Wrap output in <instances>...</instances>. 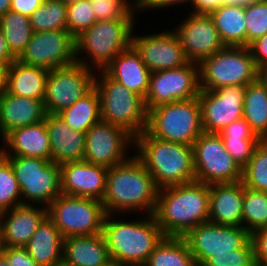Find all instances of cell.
Instances as JSON below:
<instances>
[{"mask_svg": "<svg viewBox=\"0 0 267 266\" xmlns=\"http://www.w3.org/2000/svg\"><path fill=\"white\" fill-rule=\"evenodd\" d=\"M4 248H5V245L3 242V232H2L1 225H0V255H2V253L4 252Z\"/></svg>", "mask_w": 267, "mask_h": 266, "instance_id": "cell-56", "label": "cell"}, {"mask_svg": "<svg viewBox=\"0 0 267 266\" xmlns=\"http://www.w3.org/2000/svg\"><path fill=\"white\" fill-rule=\"evenodd\" d=\"M75 37L68 30L33 32L17 58L23 64L52 70L76 63Z\"/></svg>", "mask_w": 267, "mask_h": 266, "instance_id": "cell-15", "label": "cell"}, {"mask_svg": "<svg viewBox=\"0 0 267 266\" xmlns=\"http://www.w3.org/2000/svg\"><path fill=\"white\" fill-rule=\"evenodd\" d=\"M53 266H74L73 264H70V263H68V262H66V261H64L63 259L62 260H60V261H58L55 265H53Z\"/></svg>", "mask_w": 267, "mask_h": 266, "instance_id": "cell-59", "label": "cell"}, {"mask_svg": "<svg viewBox=\"0 0 267 266\" xmlns=\"http://www.w3.org/2000/svg\"><path fill=\"white\" fill-rule=\"evenodd\" d=\"M5 68L0 65V92L4 89Z\"/></svg>", "mask_w": 267, "mask_h": 266, "instance_id": "cell-55", "label": "cell"}, {"mask_svg": "<svg viewBox=\"0 0 267 266\" xmlns=\"http://www.w3.org/2000/svg\"><path fill=\"white\" fill-rule=\"evenodd\" d=\"M97 21L135 19L137 3L128 0H90Z\"/></svg>", "mask_w": 267, "mask_h": 266, "instance_id": "cell-39", "label": "cell"}, {"mask_svg": "<svg viewBox=\"0 0 267 266\" xmlns=\"http://www.w3.org/2000/svg\"><path fill=\"white\" fill-rule=\"evenodd\" d=\"M0 266H10L7 258L3 254L0 255Z\"/></svg>", "mask_w": 267, "mask_h": 266, "instance_id": "cell-57", "label": "cell"}, {"mask_svg": "<svg viewBox=\"0 0 267 266\" xmlns=\"http://www.w3.org/2000/svg\"><path fill=\"white\" fill-rule=\"evenodd\" d=\"M96 21L90 0H80L67 5V30L75 38Z\"/></svg>", "mask_w": 267, "mask_h": 266, "instance_id": "cell-41", "label": "cell"}, {"mask_svg": "<svg viewBox=\"0 0 267 266\" xmlns=\"http://www.w3.org/2000/svg\"><path fill=\"white\" fill-rule=\"evenodd\" d=\"M60 1H62L66 5H69L71 3H74V2H77V1H80V0H60Z\"/></svg>", "mask_w": 267, "mask_h": 266, "instance_id": "cell-60", "label": "cell"}, {"mask_svg": "<svg viewBox=\"0 0 267 266\" xmlns=\"http://www.w3.org/2000/svg\"><path fill=\"white\" fill-rule=\"evenodd\" d=\"M253 1H255V0H226V3L246 6L247 4H249Z\"/></svg>", "mask_w": 267, "mask_h": 266, "instance_id": "cell-54", "label": "cell"}, {"mask_svg": "<svg viewBox=\"0 0 267 266\" xmlns=\"http://www.w3.org/2000/svg\"><path fill=\"white\" fill-rule=\"evenodd\" d=\"M256 266L267 263V228L254 231L251 234Z\"/></svg>", "mask_w": 267, "mask_h": 266, "instance_id": "cell-45", "label": "cell"}, {"mask_svg": "<svg viewBox=\"0 0 267 266\" xmlns=\"http://www.w3.org/2000/svg\"><path fill=\"white\" fill-rule=\"evenodd\" d=\"M48 216L45 206L20 204L0 212V225L6 247H24Z\"/></svg>", "mask_w": 267, "mask_h": 266, "instance_id": "cell-21", "label": "cell"}, {"mask_svg": "<svg viewBox=\"0 0 267 266\" xmlns=\"http://www.w3.org/2000/svg\"><path fill=\"white\" fill-rule=\"evenodd\" d=\"M49 71L16 59L5 68L4 88L15 96L43 99Z\"/></svg>", "mask_w": 267, "mask_h": 266, "instance_id": "cell-27", "label": "cell"}, {"mask_svg": "<svg viewBox=\"0 0 267 266\" xmlns=\"http://www.w3.org/2000/svg\"><path fill=\"white\" fill-rule=\"evenodd\" d=\"M195 260L182 237L164 236L143 266H194Z\"/></svg>", "mask_w": 267, "mask_h": 266, "instance_id": "cell-33", "label": "cell"}, {"mask_svg": "<svg viewBox=\"0 0 267 266\" xmlns=\"http://www.w3.org/2000/svg\"><path fill=\"white\" fill-rule=\"evenodd\" d=\"M10 266H39L29 255L25 247H6L2 253Z\"/></svg>", "mask_w": 267, "mask_h": 266, "instance_id": "cell-46", "label": "cell"}, {"mask_svg": "<svg viewBox=\"0 0 267 266\" xmlns=\"http://www.w3.org/2000/svg\"><path fill=\"white\" fill-rule=\"evenodd\" d=\"M131 45L151 72L176 69L190 62L173 30L142 36L134 33Z\"/></svg>", "mask_w": 267, "mask_h": 266, "instance_id": "cell-18", "label": "cell"}, {"mask_svg": "<svg viewBox=\"0 0 267 266\" xmlns=\"http://www.w3.org/2000/svg\"><path fill=\"white\" fill-rule=\"evenodd\" d=\"M95 74L78 62L50 70L43 98L46 113L58 114L86 95L94 87Z\"/></svg>", "mask_w": 267, "mask_h": 266, "instance_id": "cell-12", "label": "cell"}, {"mask_svg": "<svg viewBox=\"0 0 267 266\" xmlns=\"http://www.w3.org/2000/svg\"><path fill=\"white\" fill-rule=\"evenodd\" d=\"M194 266H204V265H202V264H197V263H196Z\"/></svg>", "mask_w": 267, "mask_h": 266, "instance_id": "cell-61", "label": "cell"}, {"mask_svg": "<svg viewBox=\"0 0 267 266\" xmlns=\"http://www.w3.org/2000/svg\"><path fill=\"white\" fill-rule=\"evenodd\" d=\"M246 47L267 34V0H255L245 6Z\"/></svg>", "mask_w": 267, "mask_h": 266, "instance_id": "cell-40", "label": "cell"}, {"mask_svg": "<svg viewBox=\"0 0 267 266\" xmlns=\"http://www.w3.org/2000/svg\"><path fill=\"white\" fill-rule=\"evenodd\" d=\"M85 140L83 160L107 168L126 161L128 148H134V137L130 133L102 120L85 133Z\"/></svg>", "mask_w": 267, "mask_h": 266, "instance_id": "cell-16", "label": "cell"}, {"mask_svg": "<svg viewBox=\"0 0 267 266\" xmlns=\"http://www.w3.org/2000/svg\"><path fill=\"white\" fill-rule=\"evenodd\" d=\"M258 71L248 47L224 46L199 63L200 91L246 86L258 80Z\"/></svg>", "mask_w": 267, "mask_h": 266, "instance_id": "cell-8", "label": "cell"}, {"mask_svg": "<svg viewBox=\"0 0 267 266\" xmlns=\"http://www.w3.org/2000/svg\"><path fill=\"white\" fill-rule=\"evenodd\" d=\"M45 116L43 99L15 96L5 88L0 92V138L15 128L42 122Z\"/></svg>", "mask_w": 267, "mask_h": 266, "instance_id": "cell-22", "label": "cell"}, {"mask_svg": "<svg viewBox=\"0 0 267 266\" xmlns=\"http://www.w3.org/2000/svg\"><path fill=\"white\" fill-rule=\"evenodd\" d=\"M134 24L135 19L96 21L75 38L76 61L94 71L103 70L117 54L131 45ZM83 52L88 57L81 56Z\"/></svg>", "mask_w": 267, "mask_h": 266, "instance_id": "cell-5", "label": "cell"}, {"mask_svg": "<svg viewBox=\"0 0 267 266\" xmlns=\"http://www.w3.org/2000/svg\"><path fill=\"white\" fill-rule=\"evenodd\" d=\"M22 204L21 191L10 162L0 155V212Z\"/></svg>", "mask_w": 267, "mask_h": 266, "instance_id": "cell-38", "label": "cell"}, {"mask_svg": "<svg viewBox=\"0 0 267 266\" xmlns=\"http://www.w3.org/2000/svg\"><path fill=\"white\" fill-rule=\"evenodd\" d=\"M97 73L94 87L100 98L101 120L125 129L134 138L143 133L148 114L144 99L111 79L103 70Z\"/></svg>", "mask_w": 267, "mask_h": 266, "instance_id": "cell-6", "label": "cell"}, {"mask_svg": "<svg viewBox=\"0 0 267 266\" xmlns=\"http://www.w3.org/2000/svg\"><path fill=\"white\" fill-rule=\"evenodd\" d=\"M47 212L64 238L103 233L106 212L100 200L61 193L47 207Z\"/></svg>", "mask_w": 267, "mask_h": 266, "instance_id": "cell-10", "label": "cell"}, {"mask_svg": "<svg viewBox=\"0 0 267 266\" xmlns=\"http://www.w3.org/2000/svg\"><path fill=\"white\" fill-rule=\"evenodd\" d=\"M204 266H256L254 261V248L251 238L241 247L233 250L231 254H214Z\"/></svg>", "mask_w": 267, "mask_h": 266, "instance_id": "cell-42", "label": "cell"}, {"mask_svg": "<svg viewBox=\"0 0 267 266\" xmlns=\"http://www.w3.org/2000/svg\"><path fill=\"white\" fill-rule=\"evenodd\" d=\"M258 79L266 86L267 88V64L261 66L258 71Z\"/></svg>", "mask_w": 267, "mask_h": 266, "instance_id": "cell-52", "label": "cell"}, {"mask_svg": "<svg viewBox=\"0 0 267 266\" xmlns=\"http://www.w3.org/2000/svg\"><path fill=\"white\" fill-rule=\"evenodd\" d=\"M108 168L85 160L60 165L61 193L102 201Z\"/></svg>", "mask_w": 267, "mask_h": 266, "instance_id": "cell-20", "label": "cell"}, {"mask_svg": "<svg viewBox=\"0 0 267 266\" xmlns=\"http://www.w3.org/2000/svg\"><path fill=\"white\" fill-rule=\"evenodd\" d=\"M17 58L10 51L3 31L0 27V65L7 68Z\"/></svg>", "mask_w": 267, "mask_h": 266, "instance_id": "cell-51", "label": "cell"}, {"mask_svg": "<svg viewBox=\"0 0 267 266\" xmlns=\"http://www.w3.org/2000/svg\"><path fill=\"white\" fill-rule=\"evenodd\" d=\"M157 194L153 177L135 155L108 168L102 204L106 214L119 215L143 209L146 214H154Z\"/></svg>", "mask_w": 267, "mask_h": 266, "instance_id": "cell-1", "label": "cell"}, {"mask_svg": "<svg viewBox=\"0 0 267 266\" xmlns=\"http://www.w3.org/2000/svg\"><path fill=\"white\" fill-rule=\"evenodd\" d=\"M44 120L50 140L51 161L61 165L83 160L85 133L71 129L58 114L46 113Z\"/></svg>", "mask_w": 267, "mask_h": 266, "instance_id": "cell-24", "label": "cell"}, {"mask_svg": "<svg viewBox=\"0 0 267 266\" xmlns=\"http://www.w3.org/2000/svg\"><path fill=\"white\" fill-rule=\"evenodd\" d=\"M137 3V9H138V14L140 13L139 11L143 10H152V9H164V7L168 8L174 5L178 4H187L190 3V0H136Z\"/></svg>", "mask_w": 267, "mask_h": 266, "instance_id": "cell-48", "label": "cell"}, {"mask_svg": "<svg viewBox=\"0 0 267 266\" xmlns=\"http://www.w3.org/2000/svg\"><path fill=\"white\" fill-rule=\"evenodd\" d=\"M242 226L250 234L267 228V192L252 190L244 186Z\"/></svg>", "mask_w": 267, "mask_h": 266, "instance_id": "cell-36", "label": "cell"}, {"mask_svg": "<svg viewBox=\"0 0 267 266\" xmlns=\"http://www.w3.org/2000/svg\"><path fill=\"white\" fill-rule=\"evenodd\" d=\"M182 238L193 254L195 263L203 265L214 254H231L233 250L241 248L251 234L243 226L207 221L189 230Z\"/></svg>", "mask_w": 267, "mask_h": 266, "instance_id": "cell-14", "label": "cell"}, {"mask_svg": "<svg viewBox=\"0 0 267 266\" xmlns=\"http://www.w3.org/2000/svg\"><path fill=\"white\" fill-rule=\"evenodd\" d=\"M0 27L10 51L18 58L33 34L29 17L9 10L0 16Z\"/></svg>", "mask_w": 267, "mask_h": 266, "instance_id": "cell-34", "label": "cell"}, {"mask_svg": "<svg viewBox=\"0 0 267 266\" xmlns=\"http://www.w3.org/2000/svg\"><path fill=\"white\" fill-rule=\"evenodd\" d=\"M11 8V0H0V16L8 12Z\"/></svg>", "mask_w": 267, "mask_h": 266, "instance_id": "cell-53", "label": "cell"}, {"mask_svg": "<svg viewBox=\"0 0 267 266\" xmlns=\"http://www.w3.org/2000/svg\"><path fill=\"white\" fill-rule=\"evenodd\" d=\"M210 16L225 46L246 47L245 6L225 3Z\"/></svg>", "mask_w": 267, "mask_h": 266, "instance_id": "cell-30", "label": "cell"}, {"mask_svg": "<svg viewBox=\"0 0 267 266\" xmlns=\"http://www.w3.org/2000/svg\"><path fill=\"white\" fill-rule=\"evenodd\" d=\"M43 0H11L10 10L30 17Z\"/></svg>", "mask_w": 267, "mask_h": 266, "instance_id": "cell-50", "label": "cell"}, {"mask_svg": "<svg viewBox=\"0 0 267 266\" xmlns=\"http://www.w3.org/2000/svg\"><path fill=\"white\" fill-rule=\"evenodd\" d=\"M226 151L243 168L251 159L261 138H222Z\"/></svg>", "mask_w": 267, "mask_h": 266, "instance_id": "cell-43", "label": "cell"}, {"mask_svg": "<svg viewBox=\"0 0 267 266\" xmlns=\"http://www.w3.org/2000/svg\"><path fill=\"white\" fill-rule=\"evenodd\" d=\"M182 22L173 31L178 35L190 62L199 64L225 46L210 14L190 13Z\"/></svg>", "mask_w": 267, "mask_h": 266, "instance_id": "cell-19", "label": "cell"}, {"mask_svg": "<svg viewBox=\"0 0 267 266\" xmlns=\"http://www.w3.org/2000/svg\"><path fill=\"white\" fill-rule=\"evenodd\" d=\"M241 181L247 188L267 192V139L261 140L251 159L242 168Z\"/></svg>", "mask_w": 267, "mask_h": 266, "instance_id": "cell-37", "label": "cell"}, {"mask_svg": "<svg viewBox=\"0 0 267 266\" xmlns=\"http://www.w3.org/2000/svg\"><path fill=\"white\" fill-rule=\"evenodd\" d=\"M134 147L158 189L195 181L191 145L163 140L145 130L134 138Z\"/></svg>", "mask_w": 267, "mask_h": 266, "instance_id": "cell-3", "label": "cell"}, {"mask_svg": "<svg viewBox=\"0 0 267 266\" xmlns=\"http://www.w3.org/2000/svg\"><path fill=\"white\" fill-rule=\"evenodd\" d=\"M64 237L47 216L24 246L39 266H53L63 257Z\"/></svg>", "mask_w": 267, "mask_h": 266, "instance_id": "cell-29", "label": "cell"}, {"mask_svg": "<svg viewBox=\"0 0 267 266\" xmlns=\"http://www.w3.org/2000/svg\"><path fill=\"white\" fill-rule=\"evenodd\" d=\"M146 131L163 140L192 146L204 132L198 97L151 108Z\"/></svg>", "mask_w": 267, "mask_h": 266, "instance_id": "cell-7", "label": "cell"}, {"mask_svg": "<svg viewBox=\"0 0 267 266\" xmlns=\"http://www.w3.org/2000/svg\"><path fill=\"white\" fill-rule=\"evenodd\" d=\"M116 214H106L103 235L111 260L126 266H143L164 234L153 214L135 221L113 219ZM144 219V220H143Z\"/></svg>", "mask_w": 267, "mask_h": 266, "instance_id": "cell-4", "label": "cell"}, {"mask_svg": "<svg viewBox=\"0 0 267 266\" xmlns=\"http://www.w3.org/2000/svg\"><path fill=\"white\" fill-rule=\"evenodd\" d=\"M29 19L33 32L67 30V5L60 0H43Z\"/></svg>", "mask_w": 267, "mask_h": 266, "instance_id": "cell-35", "label": "cell"}, {"mask_svg": "<svg viewBox=\"0 0 267 266\" xmlns=\"http://www.w3.org/2000/svg\"><path fill=\"white\" fill-rule=\"evenodd\" d=\"M219 135L221 138H260L243 117L226 126Z\"/></svg>", "mask_w": 267, "mask_h": 266, "instance_id": "cell-44", "label": "cell"}, {"mask_svg": "<svg viewBox=\"0 0 267 266\" xmlns=\"http://www.w3.org/2000/svg\"><path fill=\"white\" fill-rule=\"evenodd\" d=\"M103 266H126V265H123V264H121V263H119V262H116V261H114V260H111V261H109L108 263H106V264L103 265Z\"/></svg>", "mask_w": 267, "mask_h": 266, "instance_id": "cell-58", "label": "cell"}, {"mask_svg": "<svg viewBox=\"0 0 267 266\" xmlns=\"http://www.w3.org/2000/svg\"><path fill=\"white\" fill-rule=\"evenodd\" d=\"M246 86L232 85L210 91H200L204 132L219 133L226 126L243 117V101Z\"/></svg>", "mask_w": 267, "mask_h": 266, "instance_id": "cell-17", "label": "cell"}, {"mask_svg": "<svg viewBox=\"0 0 267 266\" xmlns=\"http://www.w3.org/2000/svg\"><path fill=\"white\" fill-rule=\"evenodd\" d=\"M199 93V64L189 62L176 69L151 72L144 102L148 112L163 104L193 99Z\"/></svg>", "mask_w": 267, "mask_h": 266, "instance_id": "cell-13", "label": "cell"}, {"mask_svg": "<svg viewBox=\"0 0 267 266\" xmlns=\"http://www.w3.org/2000/svg\"><path fill=\"white\" fill-rule=\"evenodd\" d=\"M243 118L256 135L267 139V88L259 79L246 85Z\"/></svg>", "mask_w": 267, "mask_h": 266, "instance_id": "cell-31", "label": "cell"}, {"mask_svg": "<svg viewBox=\"0 0 267 266\" xmlns=\"http://www.w3.org/2000/svg\"><path fill=\"white\" fill-rule=\"evenodd\" d=\"M58 115L71 129L86 133L101 120L100 98L95 87Z\"/></svg>", "mask_w": 267, "mask_h": 266, "instance_id": "cell-32", "label": "cell"}, {"mask_svg": "<svg viewBox=\"0 0 267 266\" xmlns=\"http://www.w3.org/2000/svg\"><path fill=\"white\" fill-rule=\"evenodd\" d=\"M247 47L258 69L267 64V34L252 41Z\"/></svg>", "mask_w": 267, "mask_h": 266, "instance_id": "cell-47", "label": "cell"}, {"mask_svg": "<svg viewBox=\"0 0 267 266\" xmlns=\"http://www.w3.org/2000/svg\"><path fill=\"white\" fill-rule=\"evenodd\" d=\"M62 259L74 266H103L111 261L103 233L64 238Z\"/></svg>", "mask_w": 267, "mask_h": 266, "instance_id": "cell-28", "label": "cell"}, {"mask_svg": "<svg viewBox=\"0 0 267 266\" xmlns=\"http://www.w3.org/2000/svg\"><path fill=\"white\" fill-rule=\"evenodd\" d=\"M192 149L195 181L212 185L242 180V168L226 151L219 133L202 132Z\"/></svg>", "mask_w": 267, "mask_h": 266, "instance_id": "cell-11", "label": "cell"}, {"mask_svg": "<svg viewBox=\"0 0 267 266\" xmlns=\"http://www.w3.org/2000/svg\"><path fill=\"white\" fill-rule=\"evenodd\" d=\"M209 185L198 181L158 189L154 217L164 236L183 237L209 220Z\"/></svg>", "mask_w": 267, "mask_h": 266, "instance_id": "cell-2", "label": "cell"}, {"mask_svg": "<svg viewBox=\"0 0 267 266\" xmlns=\"http://www.w3.org/2000/svg\"><path fill=\"white\" fill-rule=\"evenodd\" d=\"M4 157L14 170L22 204L38 203L47 208L61 194L59 164L37 157Z\"/></svg>", "mask_w": 267, "mask_h": 266, "instance_id": "cell-9", "label": "cell"}, {"mask_svg": "<svg viewBox=\"0 0 267 266\" xmlns=\"http://www.w3.org/2000/svg\"><path fill=\"white\" fill-rule=\"evenodd\" d=\"M225 3L226 0H190V6H193V11L191 12L195 14H210Z\"/></svg>", "mask_w": 267, "mask_h": 266, "instance_id": "cell-49", "label": "cell"}, {"mask_svg": "<svg viewBox=\"0 0 267 266\" xmlns=\"http://www.w3.org/2000/svg\"><path fill=\"white\" fill-rule=\"evenodd\" d=\"M103 71L111 79L145 99L151 71L132 45L117 54Z\"/></svg>", "mask_w": 267, "mask_h": 266, "instance_id": "cell-23", "label": "cell"}, {"mask_svg": "<svg viewBox=\"0 0 267 266\" xmlns=\"http://www.w3.org/2000/svg\"><path fill=\"white\" fill-rule=\"evenodd\" d=\"M210 222L227 225L242 226L244 185L242 181L209 185Z\"/></svg>", "mask_w": 267, "mask_h": 266, "instance_id": "cell-25", "label": "cell"}, {"mask_svg": "<svg viewBox=\"0 0 267 266\" xmlns=\"http://www.w3.org/2000/svg\"><path fill=\"white\" fill-rule=\"evenodd\" d=\"M3 156L37 157L51 161V147L45 120L19 127L3 139ZM7 147V148H6Z\"/></svg>", "mask_w": 267, "mask_h": 266, "instance_id": "cell-26", "label": "cell"}]
</instances>
